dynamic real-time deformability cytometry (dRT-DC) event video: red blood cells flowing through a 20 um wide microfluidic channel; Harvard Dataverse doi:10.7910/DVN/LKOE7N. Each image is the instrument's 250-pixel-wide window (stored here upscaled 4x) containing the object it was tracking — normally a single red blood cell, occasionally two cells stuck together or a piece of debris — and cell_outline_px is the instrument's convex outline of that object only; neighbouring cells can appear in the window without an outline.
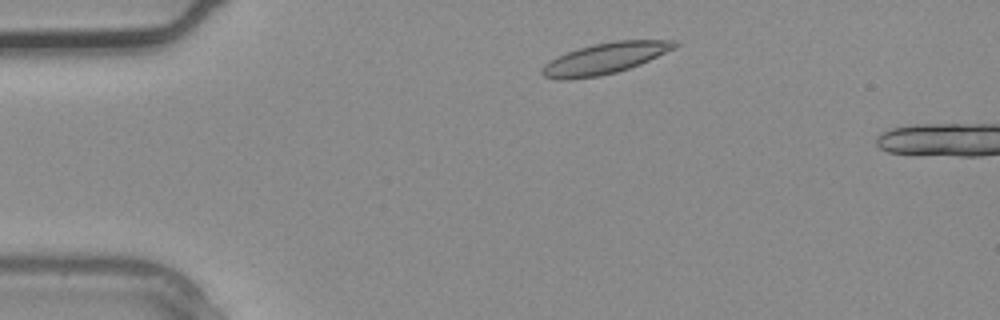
{"species": "common noctule bat (a hibernating species)", "species_latin": "Nyctalus noctula", "temperature_condition": "warm", "stored_images_in_passage": 2, "camera_frame_rate_fps": 3000, "um_per_image_px": 0.085, "animal": {"sex": "male", "body_mass_g": 20.4}, "frame": {"image": 1, "passage_image": 1, "time_ms": 0.0, "image_size_px": [1000, 320], "cell_outline_px": [[680, 44], [676, 48], [640, 64], [616, 72], [600, 76], [572, 80], [560, 80], [544, 76], [540, 72], [544, 64], [568, 52], [592, 44], [616, 40], [676, 40]], "centroid_in_image_um": [51.45, 4.97], "position_along_channel_um": 33.6, "area_um2": 23.93}}